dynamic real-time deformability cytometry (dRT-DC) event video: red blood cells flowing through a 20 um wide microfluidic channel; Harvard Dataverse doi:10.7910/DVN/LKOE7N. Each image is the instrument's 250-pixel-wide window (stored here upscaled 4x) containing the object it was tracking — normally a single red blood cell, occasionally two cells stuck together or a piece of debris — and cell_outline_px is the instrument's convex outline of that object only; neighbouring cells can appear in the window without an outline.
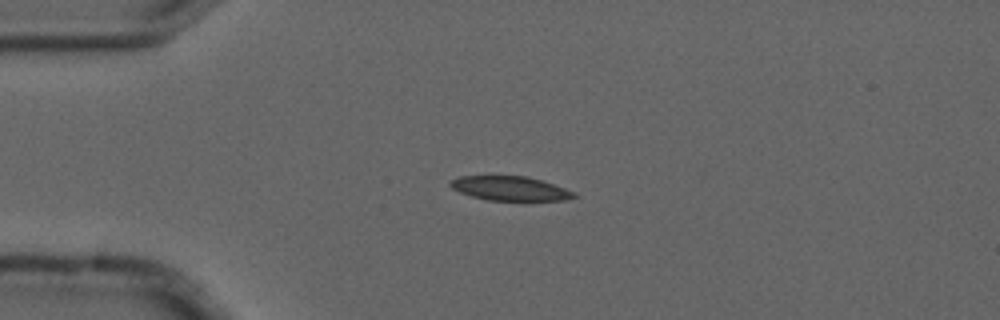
{"species": "common noctule bat (a hibernating species)", "species_latin": "Nyctalus noctula", "temperature_condition": "cold", "stored_images_in_passage": 3, "camera_frame_rate_fps": 3000, "um_per_image_px": 0.085, "animal": {"sex": "male", "forearm_length_mm": 52.5}, "frame": {"image": 1, "passage_image": 2, "time_ms": 0.333, "image_size_px": [1000, 320], "cell_outline_px": [[580, 196], [564, 200], [524, 204], [488, 200], [472, 196], [460, 192], [452, 188], [448, 184], [452, 180], [460, 176], [528, 176], [564, 188]], "centroid_in_image_um": [43.42, 16.08], "position_along_channel_um": 41.6, "area_um2": 18.32}}